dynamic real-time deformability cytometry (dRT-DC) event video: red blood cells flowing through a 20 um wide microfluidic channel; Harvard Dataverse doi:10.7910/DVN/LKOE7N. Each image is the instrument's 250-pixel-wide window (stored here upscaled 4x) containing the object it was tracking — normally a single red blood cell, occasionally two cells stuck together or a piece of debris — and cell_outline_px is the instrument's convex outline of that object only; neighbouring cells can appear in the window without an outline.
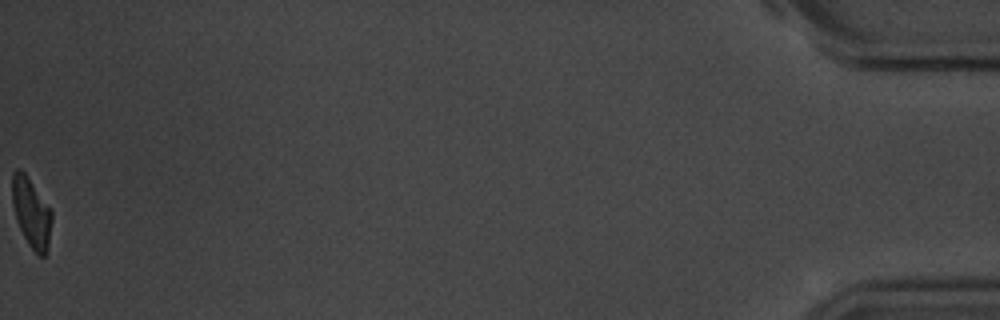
{"species": "common noctule bat (a hibernating species)", "species_latin": "Nyctalus noctula", "temperature_condition": "room temperature", "stored_images_in_passage": 54, "camera_frame_rate_fps": 3000, "um_per_image_px": 0.085, "animal": {"sex": "male", "body_mass_g": 20.1, "forearm_length_mm": 53.5}, "frame": {"image": 1, "passage_image": 54, "time_ms": 17.667, "image_size_px": [1000, 320], "cell_outline_px": [[52, 220], [48, 252], [44, 256], [40, 256], [28, 244], [16, 220], [12, 204], [12, 172], [16, 168], [20, 168], [28, 176], [52, 208]], "centroid_in_image_um": [2.68, 18.04], "position_along_channel_um": 432.5, "area_um2": 16.47}, "authors_computed_cell_mechanics": {"area_um2": 17.2244, "velocity_mm_per_s": 3.6674, "shape_relaxation_time_tau1_ms": 3.3892, "shape_relaxation_time_tau2_ms": 4.1286, "deformation_change_tau1": 0.1567, "deformation_change_tau2": 0.1169}}